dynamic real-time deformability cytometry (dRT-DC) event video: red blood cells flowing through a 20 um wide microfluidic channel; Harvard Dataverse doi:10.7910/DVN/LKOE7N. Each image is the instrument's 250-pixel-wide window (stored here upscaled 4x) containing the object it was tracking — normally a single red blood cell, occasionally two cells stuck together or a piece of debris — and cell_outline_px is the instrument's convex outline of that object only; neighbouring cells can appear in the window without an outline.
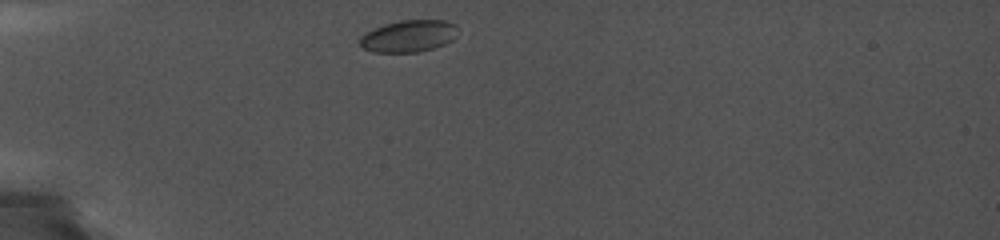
{"species": "common noctule bat (a hibernating species)", "species_latin": "Nyctalus noctula", "temperature_condition": "cold", "stored_images_in_passage": 28, "camera_frame_rate_fps": 5000, "um_per_image_px": 0.085, "animal": {"sex": "female", "body_mass_g": 19.0, "forearm_length_mm": 56.7}, "frame": {"image": 1, "passage_image": 2, "time_ms": 0.2, "image_size_px": [1000, 240], "cell_outline_px": [[456, 24], [452, 40], [444, 44], [420, 52], [372, 52], [364, 48], [360, 44], [360, 36], [372, 28], [384, 24], [400, 20], [444, 20]], "centroid_in_image_um": [34.68, 3.06], "position_along_channel_um": 50.3, "area_um2": 18.09}}
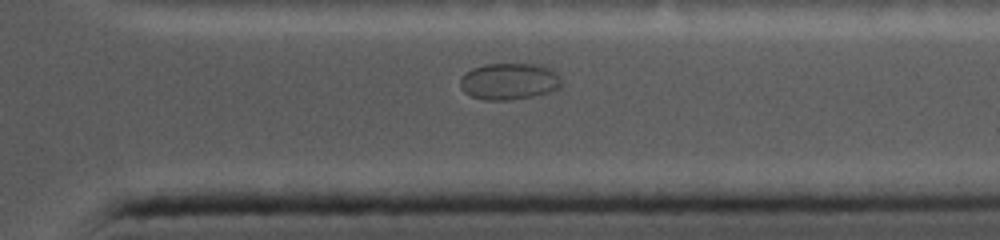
{"frame": {"image": 2, "passage_image": 23, "time_ms": 10.2, "image_size_px": [1000, 240], "cell_outline_px": [[560, 88], [536, 96], [508, 100], [484, 100], [472, 96], [464, 92], [460, 88], [460, 80], [464, 72], [472, 68], [484, 64], [544, 64], [560, 76]], "centroid_in_image_um": [43.27, 6.91], "position_along_channel_um": 368.1, "area_um2": 21.85}}
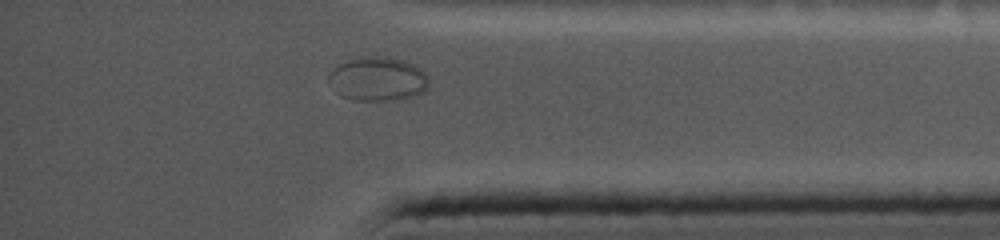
{"frame": {"image": 3, "passage_image": 25, "time_ms": 11.2, "image_size_px": [1000, 240], "cell_outline_px": [[428, 88], [424, 92], [400, 100], [352, 100], [340, 96], [336, 92], [328, 80], [328, 76], [340, 64], [348, 60], [368, 56], [380, 56], [404, 60], [420, 68], [428, 76]], "centroid_in_image_um": [32.14, 6.73], "position_along_channel_um": 403.1, "area_um2": 25.61}}